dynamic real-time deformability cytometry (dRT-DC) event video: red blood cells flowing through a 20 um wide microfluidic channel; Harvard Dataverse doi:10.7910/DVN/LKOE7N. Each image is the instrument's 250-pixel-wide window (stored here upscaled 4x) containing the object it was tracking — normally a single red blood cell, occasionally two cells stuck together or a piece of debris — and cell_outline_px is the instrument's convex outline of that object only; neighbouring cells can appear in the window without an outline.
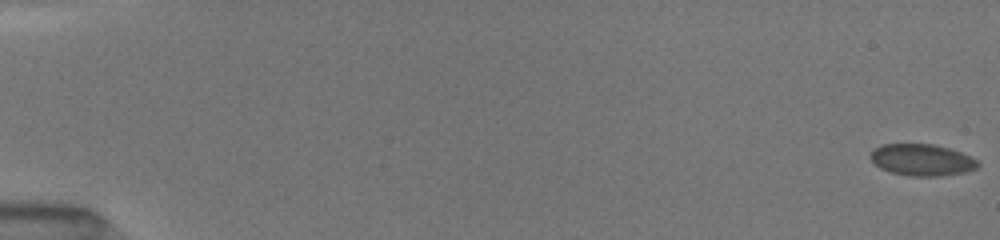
{"species": "common noctule bat (a hibernating species)", "species_latin": "Nyctalus noctula", "temperature_condition": "room temperature", "stored_images_in_passage": 32, "camera_frame_rate_fps": 3000, "um_per_image_px": 0.085, "animal": {"sex": "female", "body_mass_g": 19.5, "forearm_length_mm": 54.1}, "frame": {"image": 1, "passage_image": 1, "time_ms": 0.0, "image_size_px": [1000, 240], "cell_outline_px": [[980, 164], [976, 168], [964, 172], [940, 176], [908, 176], [892, 172], [880, 168], [868, 156], [868, 152], [880, 144], [932, 144], [948, 148], [960, 152], [976, 160]], "centroid_in_image_um": [78.3, 13.58], "position_along_channel_um": 6.7, "area_um2": 19.77}}
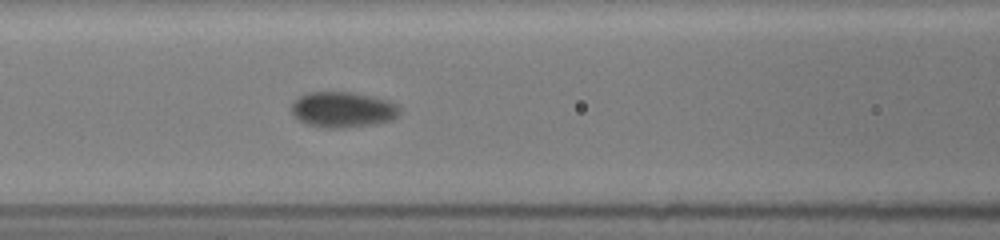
{"frame": {"image": 2, "passage_image": 29, "time_ms": 8.0, "image_size_px": [1000, 240], "cell_outline_px": [[400, 112], [392, 120], [376, 124], [344, 128], [324, 128], [308, 124], [300, 120], [292, 112], [292, 104], [300, 96], [308, 92], [352, 92], [372, 96], [388, 100], [396, 104], [400, 108]], "centroid_in_image_um": [29.17, 9.32], "position_along_channel_um": 137.4, "area_um2": 22.43}}
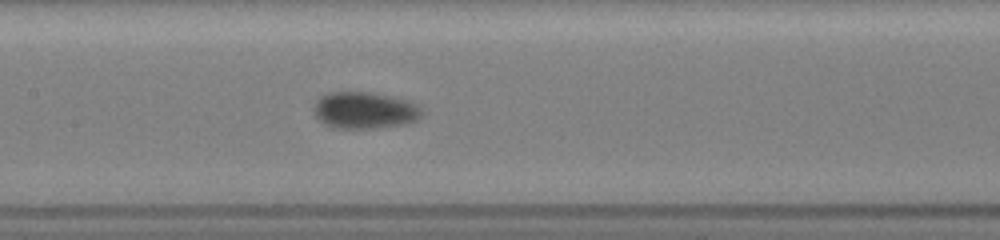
{"frame": {"image": 3, "passage_image": 32, "time_ms": 9.0, "image_size_px": [1000, 240], "cell_outline_px": [[424, 112], [416, 120], [408, 124], [376, 128], [332, 128], [324, 124], [316, 116], [316, 100], [320, 96], [328, 92], [372, 92], [408, 100], [416, 104]], "centroid_in_image_um": [31.02, 9.38], "position_along_channel_um": 176.4, "area_um2": 23.18}}